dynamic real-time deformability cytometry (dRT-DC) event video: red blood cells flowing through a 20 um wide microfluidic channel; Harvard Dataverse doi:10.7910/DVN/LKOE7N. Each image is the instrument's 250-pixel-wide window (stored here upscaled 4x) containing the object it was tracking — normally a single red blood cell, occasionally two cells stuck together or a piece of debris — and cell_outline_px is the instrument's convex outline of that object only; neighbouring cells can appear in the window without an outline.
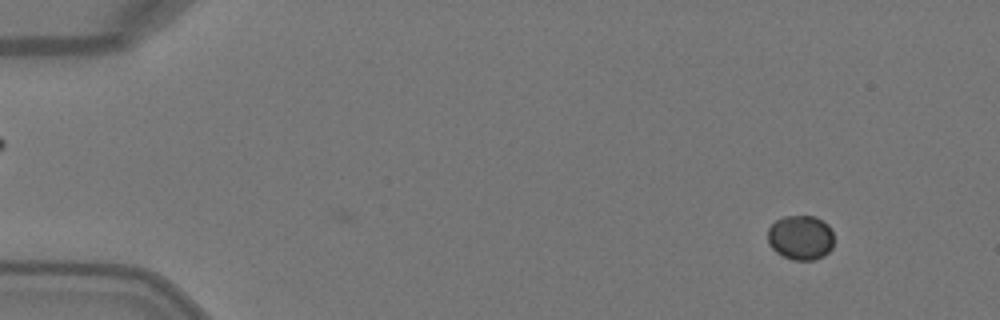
{"species": "Egyptian fruit bat (a non-hibernating species)", "species_latin": "Rousettus aegyptiacus", "temperature_condition": "warm", "stored_images_in_passage": 3, "camera_frame_rate_fps": 3000, "um_per_image_px": 0.085, "animal": {"sex": "female"}, "frame": {"image": 1, "passage_image": 1, "time_ms": 0.0, "image_size_px": [1000, 320], "cell_outline_px": [[832, 248], [824, 256], [812, 260], [792, 260], [776, 252], [768, 244], [768, 228], [776, 220], [784, 216], [816, 216], [824, 220], [828, 224], [832, 232]], "centroid_in_image_um": [68.05, 20.18], "position_along_channel_um": 17.0, "area_um2": 17.34}}